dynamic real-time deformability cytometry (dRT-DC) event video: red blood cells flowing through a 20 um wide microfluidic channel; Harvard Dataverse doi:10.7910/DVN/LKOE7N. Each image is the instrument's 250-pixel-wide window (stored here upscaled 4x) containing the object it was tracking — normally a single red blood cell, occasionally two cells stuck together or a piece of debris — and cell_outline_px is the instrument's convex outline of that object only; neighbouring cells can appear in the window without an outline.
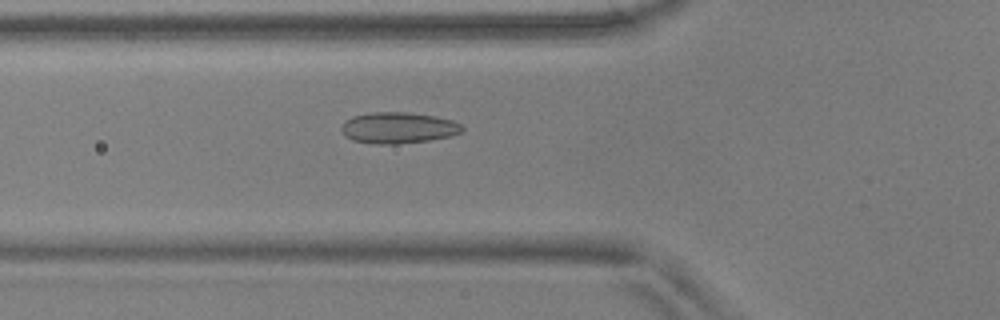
{"species": "common noctule bat (a hibernating species)", "species_latin": "Nyctalus noctula", "temperature_condition": "warm", "stored_images_in_passage": 55, "camera_frame_rate_fps": 3000, "um_per_image_px": 0.085, "animal": {"sex": "male", "body_mass_g": 17.9, "forearm_length_mm": 54.2}, "frame": {"image": 1, "passage_image": 20, "time_ms": 6.333, "image_size_px": [1000, 320], "cell_outline_px": [[464, 132], [452, 136], [428, 140], [396, 144], [376, 144], [352, 140], [344, 136], [340, 128], [340, 124], [344, 120], [352, 116], [372, 112], [408, 112], [436, 116], [452, 120], [460, 124], [464, 128]], "centroid_in_image_um": [33.83, 10.86], "position_along_channel_um": 92.0, "area_um2": 22.25}}
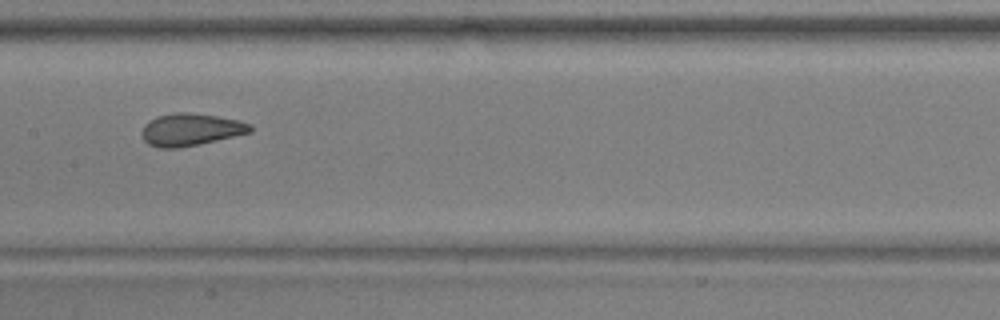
{"frame": {"image": 2, "passage_image": 28, "time_ms": 9.0, "image_size_px": [1000, 320], "cell_outline_px": [[252, 132], [180, 148], [160, 148], [148, 144], [144, 140], [140, 132], [144, 124], [148, 120], [156, 116], [176, 112], [188, 112], [216, 116], [240, 120], [252, 124]], "centroid_in_image_um": [16.18, 11.01], "position_along_channel_um": 191.2, "area_um2": 20.58}}
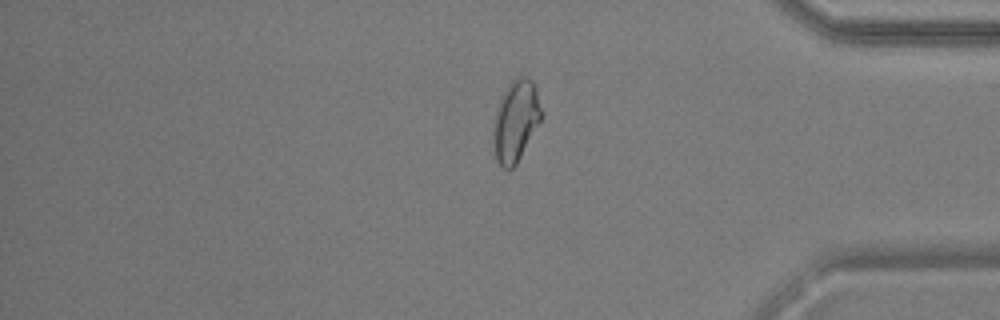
{"frame": {"image": 3, "passage_image": 46, "time_ms": 15.0, "image_size_px": [1000, 320], "cell_outline_px": [[544, 112], [540, 120], [516, 164], [512, 168], [504, 168], [496, 160], [492, 140], [492, 128], [500, 100], [508, 84], [516, 76], [528, 76], [532, 80], [536, 88]], "centroid_in_image_um": [43.84, 10.23], "position_along_channel_um": 391.4, "area_um2": 22.72}, "authors_computed_cell_mechanics": {"area_um2": 21.9062, "velocity_mm_per_s": 3.6926, "shape_relaxation_time_tau1_ms": null, "shape_relaxation_time_tau2_ms": 0.9845, "deformation_change_tau1": null, "deformation_change_tau2": 0.0685}}